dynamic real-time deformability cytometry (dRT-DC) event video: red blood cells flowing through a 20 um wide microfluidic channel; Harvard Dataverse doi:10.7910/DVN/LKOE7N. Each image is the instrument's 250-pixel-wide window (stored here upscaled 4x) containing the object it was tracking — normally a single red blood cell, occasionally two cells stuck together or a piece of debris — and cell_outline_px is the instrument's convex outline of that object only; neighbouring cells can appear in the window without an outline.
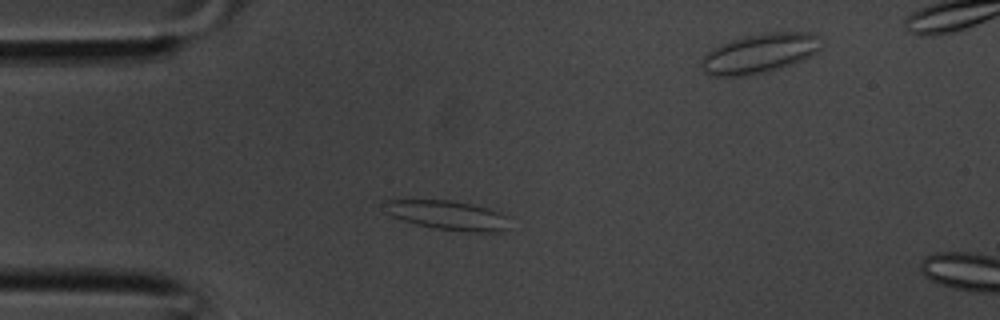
{"species": "common noctule bat (a hibernating species)", "species_latin": "Nyctalus noctula", "temperature_condition": "room temperature", "stored_images_in_passage": 3, "camera_frame_rate_fps": 3000, "um_per_image_px": 0.085, "animal": {"sex": "male", "body_mass_g": 20.1, "forearm_length_mm": 53.5}, "frame": {"image": 1, "passage_image": 1, "time_ms": 0.0, "image_size_px": [1000, 320], "cell_outline_px": [[508, 216], [504, 228], [500, 232], [476, 232], [436, 228], [416, 224], [392, 216], [384, 212], [384, 200], [452, 200], [472, 204], [488, 208]], "centroid_in_image_um": [38.01, 18.28], "position_along_channel_um": 47.0, "area_um2": 21.04}}